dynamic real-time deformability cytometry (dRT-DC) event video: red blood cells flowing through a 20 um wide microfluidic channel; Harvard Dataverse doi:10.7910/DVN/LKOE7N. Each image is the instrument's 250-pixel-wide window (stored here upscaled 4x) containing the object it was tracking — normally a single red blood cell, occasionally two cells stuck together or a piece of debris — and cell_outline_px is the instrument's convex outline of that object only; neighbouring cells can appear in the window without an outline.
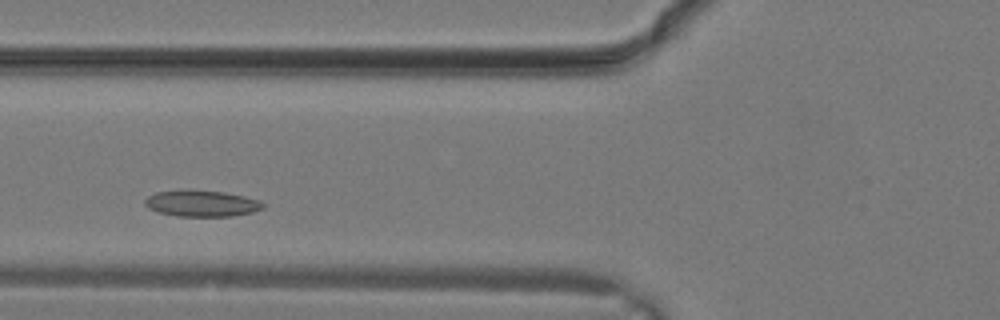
{"species": "common noctule bat (a hibernating species)", "species_latin": "Nyctalus noctula", "temperature_condition": "warm", "stored_images_in_passage": 12, "camera_frame_rate_fps": 3000, "um_per_image_px": 0.085, "animal": {"sex": "male", "body_mass_g": 19.2, "forearm_length_mm": 51.8}, "frame": {"image": 1, "passage_image": 5, "time_ms": 1.333, "image_size_px": [1000, 320], "cell_outline_px": [[268, 204], [264, 208], [252, 212], [232, 216], [176, 216], [160, 212], [148, 208], [144, 204], [144, 200], [148, 196], [156, 192], [224, 192], [244, 196], [260, 200]], "centroid_in_image_um": [17.22, 17.33], "position_along_channel_um": 108.6, "area_um2": 17.51}}
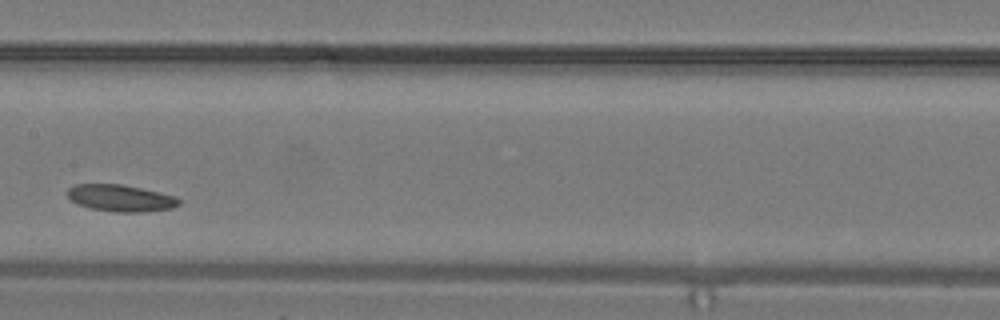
{"frame": {"image": 2, "passage_image": 9, "time_ms": 2.667, "image_size_px": [1000, 320], "cell_outline_px": [[180, 204], [172, 208], [140, 212], [112, 212], [92, 208], [76, 204], [68, 196], [68, 188], [76, 184], [120, 184], [140, 188], [176, 196], [180, 200]], "centroid_in_image_um": [10.25, 16.84], "position_along_channel_um": 197.1, "area_um2": 17.28}}
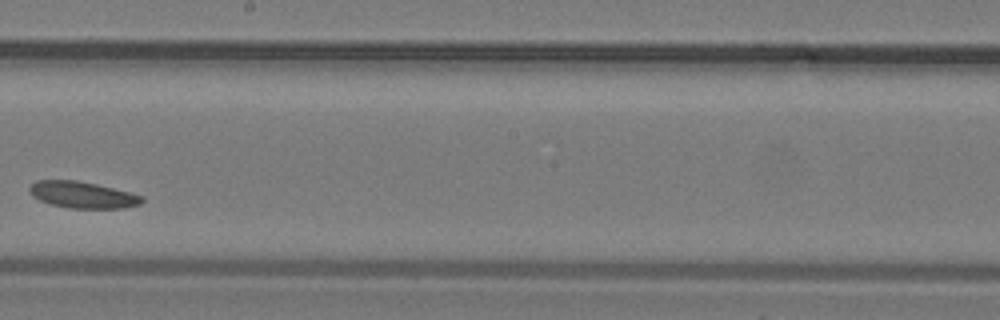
{"frame": {"image": 3, "passage_image": 11, "time_ms": 3.333, "image_size_px": [1000, 320], "cell_outline_px": [[144, 200], [140, 204], [124, 208], [68, 208], [52, 204], [40, 200], [32, 196], [28, 188], [36, 180], [76, 180], [96, 184], [144, 196]], "centroid_in_image_um": [7.01, 16.56], "position_along_channel_um": 241.2, "area_um2": 17.28}}